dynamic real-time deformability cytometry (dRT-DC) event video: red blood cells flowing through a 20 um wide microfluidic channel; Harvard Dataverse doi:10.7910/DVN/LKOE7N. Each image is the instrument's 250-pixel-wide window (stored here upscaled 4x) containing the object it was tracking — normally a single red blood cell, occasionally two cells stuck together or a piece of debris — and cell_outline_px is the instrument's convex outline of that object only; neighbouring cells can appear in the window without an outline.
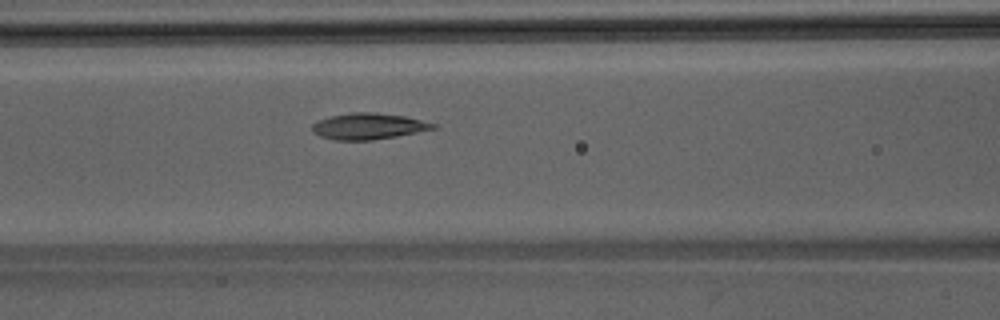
{"species": "Egyptian fruit bat (a non-hibernating species)", "species_latin": "Rousettus aegyptiacus", "temperature_condition": "room temperature", "stored_images_in_passage": 34, "camera_frame_rate_fps": 3000, "um_per_image_px": 0.085, "animal": {"sex": "male"}, "frame": {"image": 1, "passage_image": 15, "time_ms": 4.667, "image_size_px": [1000, 320], "cell_outline_px": [[440, 128], [396, 136], [372, 140], [332, 140], [320, 136], [312, 132], [312, 124], [320, 120], [332, 116], [352, 112], [376, 112], [404, 116], [436, 124]], "centroid_in_image_um": [31.33, 10.73], "position_along_channel_um": 135.3, "area_um2": 18.44}}
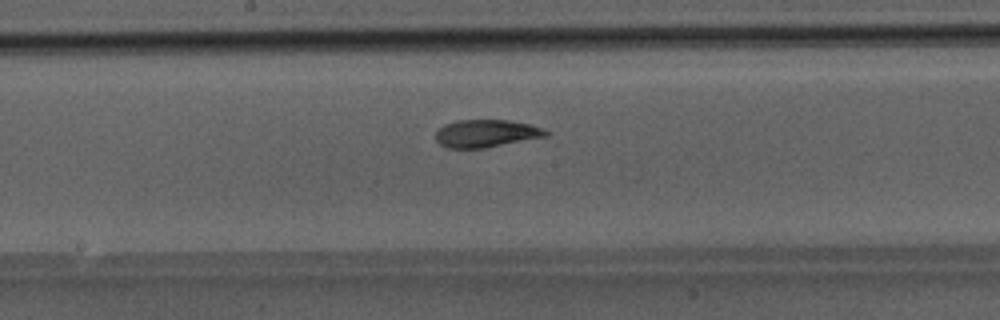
{"frame": {"image": 2, "passage_image": 20, "time_ms": 6.333, "image_size_px": [1000, 320], "cell_outline_px": [[552, 132], [548, 136], [484, 148], [448, 148], [440, 144], [436, 140], [436, 132], [444, 124], [456, 120], [508, 120], [532, 124], [544, 128]], "centroid_in_image_um": [41.38, 11.33], "position_along_channel_um": 206.8, "area_um2": 17.92}}